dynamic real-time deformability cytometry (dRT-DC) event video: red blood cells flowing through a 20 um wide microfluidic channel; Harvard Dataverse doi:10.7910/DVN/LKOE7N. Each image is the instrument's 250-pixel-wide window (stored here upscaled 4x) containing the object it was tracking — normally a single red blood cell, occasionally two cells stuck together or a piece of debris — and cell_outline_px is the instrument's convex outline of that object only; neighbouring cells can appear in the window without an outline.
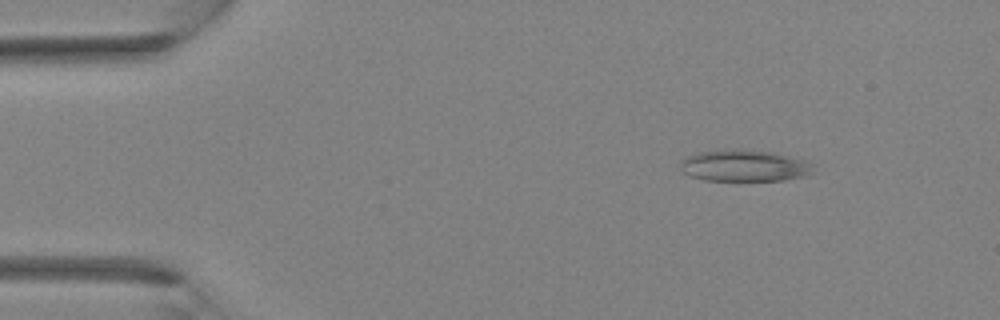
{"species": "Egyptian fruit bat (a non-hibernating species)", "species_latin": "Rousettus aegyptiacus", "temperature_condition": "room temperature", "stored_images_in_passage": 6, "camera_frame_rate_fps": 3000, "um_per_image_px": 0.085, "animal": {"sex": "female"}, "frame": {"image": 1, "passage_image": 1, "time_ms": 0.0, "image_size_px": [1000, 320], "cell_outline_px": [[812, 172], [808, 176], [784, 180], [704, 180], [692, 176], [684, 172], [680, 168], [680, 160], [688, 156], [700, 152], [724, 148], [740, 148], [772, 152], [808, 160], [812, 164]], "centroid_in_image_um": [63.28, 14.06], "position_along_channel_um": 21.7, "area_um2": 24.8}}